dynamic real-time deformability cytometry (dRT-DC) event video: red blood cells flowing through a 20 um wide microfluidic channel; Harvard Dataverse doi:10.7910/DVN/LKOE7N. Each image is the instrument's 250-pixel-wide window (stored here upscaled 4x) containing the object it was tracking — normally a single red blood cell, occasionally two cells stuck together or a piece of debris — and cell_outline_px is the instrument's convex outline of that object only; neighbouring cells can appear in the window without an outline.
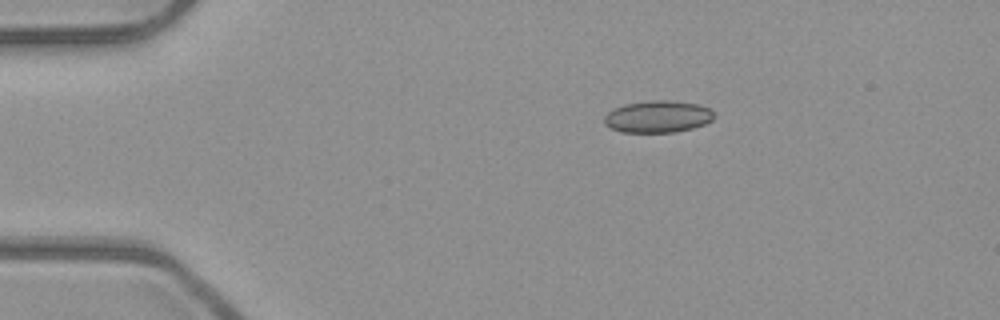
{"species": "common noctule bat (a hibernating species)", "species_latin": "Nyctalus noctula", "temperature_condition": "room temperature", "stored_images_in_passage": 43, "camera_frame_rate_fps": 3000, "um_per_image_px": 0.085, "animal": {"sex": "male", "body_mass_g": 23.1, "forearm_length_mm": 52.7}, "frame": {"image": 1, "passage_image": 1, "time_ms": 0.0, "image_size_px": [1000, 320], "cell_outline_px": [[716, 116], [712, 120], [704, 124], [692, 128], [676, 132], [620, 132], [604, 124], [604, 116], [612, 108], [624, 104], [652, 100], [672, 100], [696, 104], [708, 108]], "centroid_in_image_um": [55.89, 9.91], "position_along_channel_um": 29.1, "area_um2": 20.52}}
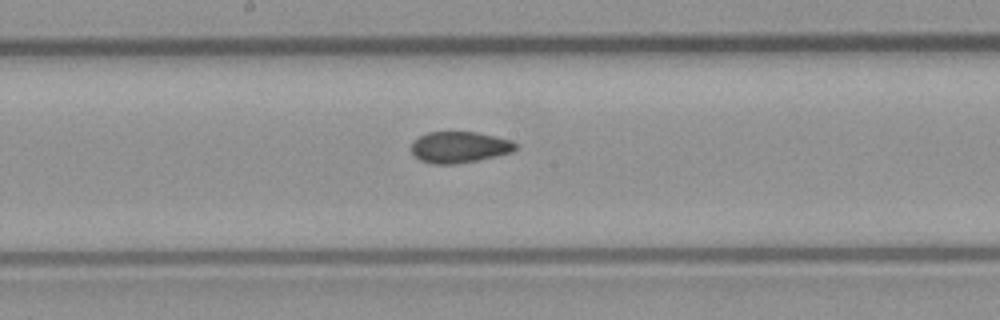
{"frame": {"image": 2, "passage_image": 19, "time_ms": 6.0, "image_size_px": [1000, 320], "cell_outline_px": [[516, 148], [512, 152], [476, 160], [456, 164], [436, 164], [420, 160], [412, 152], [412, 140], [428, 132], [476, 132], [496, 136], [512, 140], [516, 144]], "centroid_in_image_um": [39.04, 12.5], "position_along_channel_um": 209.2, "area_um2": 18.84}}
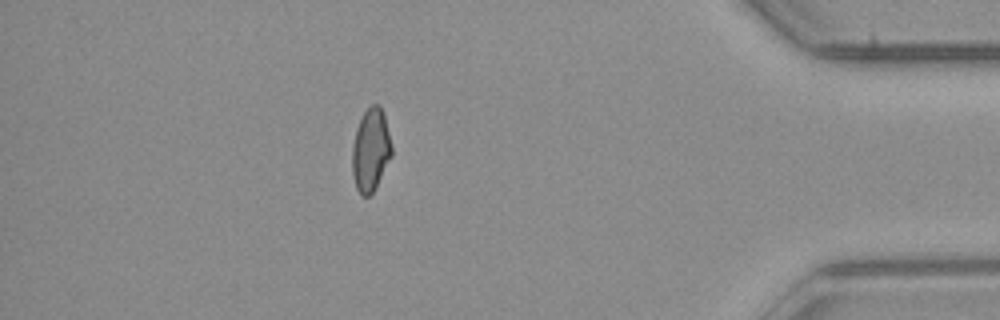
{"frame": {"image": 3, "passage_image": 37, "time_ms": 12.0, "image_size_px": [1000, 320], "cell_outline_px": [[392, 156], [376, 188], [368, 196], [364, 196], [356, 188], [352, 172], [352, 148], [356, 128], [364, 112], [372, 104], [380, 104], [384, 116], [392, 148]], "centroid_in_image_um": [31.51, 12.76], "position_along_channel_um": 403.7, "area_um2": 18.96}, "authors_computed_cell_mechanics": {"area_um2": 19.363, "velocity_mm_per_s": 3.9985, "shape_relaxation_time_tau1_ms": null, "shape_relaxation_time_tau2_ms": 2.2493, "deformation_change_tau1": null, "deformation_change_tau2": 0.0831}}